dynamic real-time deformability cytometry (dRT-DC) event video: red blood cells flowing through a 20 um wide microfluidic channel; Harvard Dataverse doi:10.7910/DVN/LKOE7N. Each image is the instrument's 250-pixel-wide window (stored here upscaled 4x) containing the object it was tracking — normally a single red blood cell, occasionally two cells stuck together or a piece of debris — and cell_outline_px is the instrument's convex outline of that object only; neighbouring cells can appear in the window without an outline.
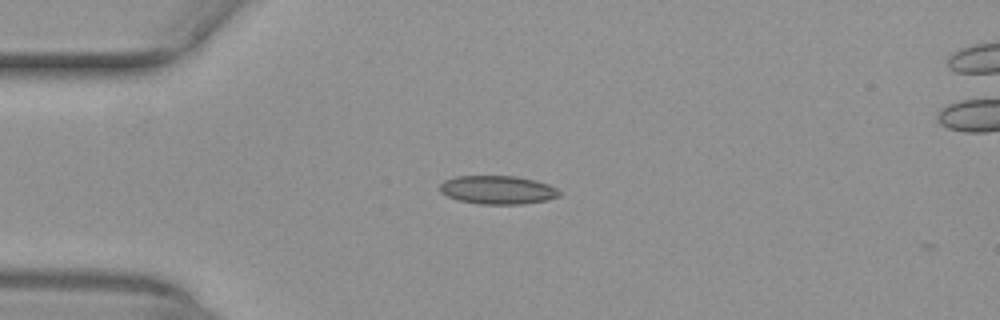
{"species": "common noctule bat (a hibernating species)", "species_latin": "Nyctalus noctula", "temperature_condition": "warm", "stored_images_in_passage": 2, "camera_frame_rate_fps": 3000, "um_per_image_px": 0.085, "animal": {"sex": "female", "body_mass_g": 29.2, "forearm_length_mm": 56.3}, "frame": {"image": 1, "passage_image": 1, "time_ms": 0.0, "image_size_px": [1000, 320], "cell_outline_px": [[560, 196], [548, 200], [524, 204], [480, 204], [456, 200], [440, 192], [440, 184], [444, 180], [456, 176], [516, 176], [536, 180], [548, 184], [556, 188], [560, 192]], "centroid_in_image_um": [42.31, 16.14], "position_along_channel_um": 42.7, "area_um2": 20.0}}